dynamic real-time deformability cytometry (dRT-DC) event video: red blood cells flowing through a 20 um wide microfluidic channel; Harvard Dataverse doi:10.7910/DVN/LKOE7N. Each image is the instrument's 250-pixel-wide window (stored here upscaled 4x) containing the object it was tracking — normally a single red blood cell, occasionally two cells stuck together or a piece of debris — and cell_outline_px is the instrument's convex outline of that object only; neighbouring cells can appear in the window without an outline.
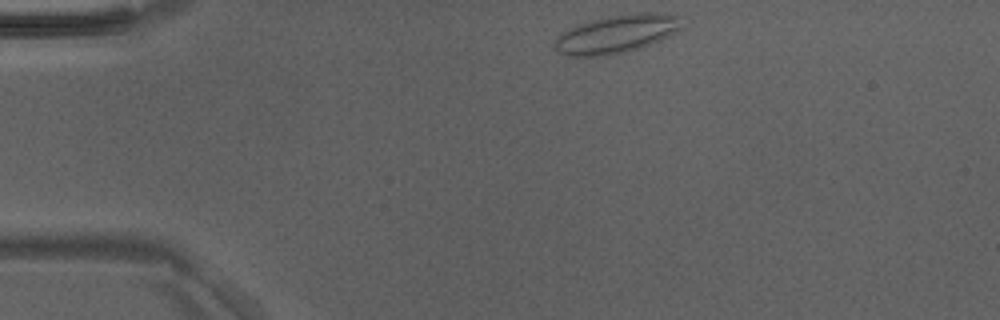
{"species": "Egyptian fruit bat (a non-hibernating species)", "species_latin": "Rousettus aegyptiacus", "temperature_condition": "room temperature", "stored_images_in_passage": 40, "camera_frame_rate_fps": 3000, "um_per_image_px": 0.085, "animal": {"sex": "male"}, "frame": {"image": 1, "passage_image": 1, "time_ms": 0.0, "image_size_px": [1000, 320], "cell_outline_px": [[684, 28], [652, 44], [640, 48], [608, 56], [568, 56], [552, 48], [556, 36], [580, 24], [592, 20], [612, 16], [640, 12], [664, 12], [680, 16]], "centroid_in_image_um": [52.46, 2.89], "position_along_channel_um": 32.5, "area_um2": 28.44}}
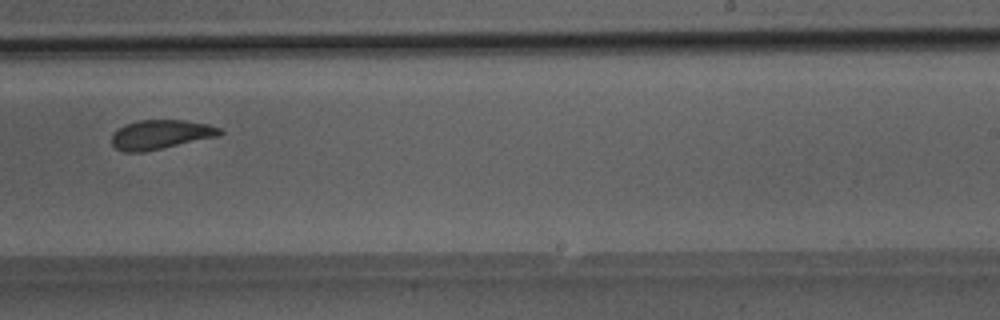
{"frame": {"image": 2, "passage_image": 22, "time_ms": 7.0, "image_size_px": [1000, 320], "cell_outline_px": [[224, 132], [220, 136], [144, 152], [124, 152], [116, 148], [112, 144], [112, 136], [124, 124], [140, 120], [184, 120], [208, 124], [220, 128]], "centroid_in_image_um": [13.69, 11.44], "position_along_channel_um": 275.3, "area_um2": 18.44}}
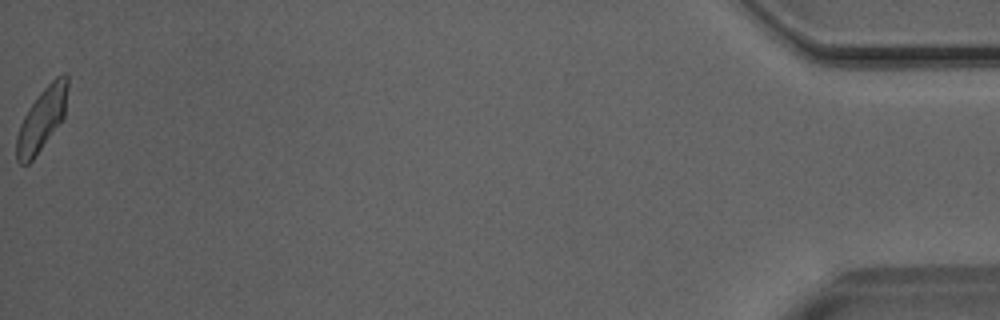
{"frame": {"image": 3, "passage_image": 40, "time_ms": 13.0, "image_size_px": [1000, 320], "cell_outline_px": [[68, 88], [64, 116], [32, 160], [28, 164], [20, 164], [16, 160], [16, 136], [20, 124], [28, 108], [40, 92], [56, 76], [64, 72], [68, 76]], "centroid_in_image_um": [3.54, 10.11], "position_along_channel_um": 431.7, "area_um2": 18.44}}